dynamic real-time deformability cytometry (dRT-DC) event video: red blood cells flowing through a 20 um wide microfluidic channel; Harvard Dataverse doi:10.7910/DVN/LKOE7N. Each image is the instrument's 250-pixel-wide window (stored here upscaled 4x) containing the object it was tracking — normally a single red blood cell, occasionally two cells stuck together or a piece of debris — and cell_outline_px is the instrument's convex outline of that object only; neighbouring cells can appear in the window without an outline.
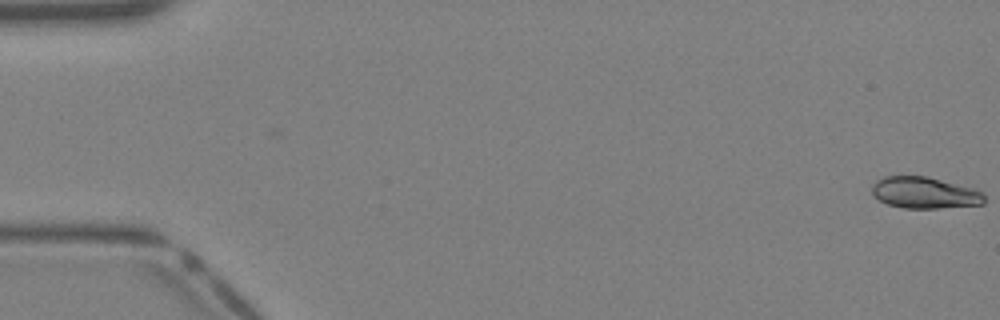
{"species": "Egyptian fruit bat (a non-hibernating species)", "species_latin": "Rousettus aegyptiacus", "temperature_condition": "warm", "stored_images_in_passage": 41, "camera_frame_rate_fps": 3000, "um_per_image_px": 0.085, "animal": {"sex": "female"}, "frame": {"image": 1, "passage_image": 1, "time_ms": 0.0, "image_size_px": [1000, 320], "cell_outline_px": [[984, 204], [940, 208], [904, 208], [888, 204], [880, 200], [872, 192], [872, 184], [876, 180], [884, 176], [928, 176], [972, 188], [984, 192]], "centroid_in_image_um": [78.6, 16.38], "position_along_channel_um": 6.4, "area_um2": 20.58}}
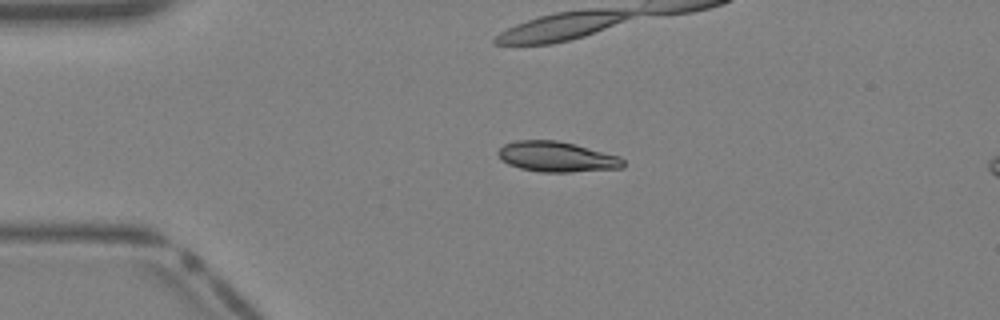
{"frame": {"image": 2, "passage_image": 10, "time_ms": 3.0, "image_size_px": [1000, 320], "cell_outline_px": [[624, 168], [568, 172], [540, 172], [520, 168], [508, 164], [500, 160], [496, 152], [504, 144], [516, 140], [556, 140], [576, 144], [620, 156], [624, 160]], "centroid_in_image_um": [47.32, 13.32], "position_along_channel_um": 37.7, "area_um2": 22.31}}